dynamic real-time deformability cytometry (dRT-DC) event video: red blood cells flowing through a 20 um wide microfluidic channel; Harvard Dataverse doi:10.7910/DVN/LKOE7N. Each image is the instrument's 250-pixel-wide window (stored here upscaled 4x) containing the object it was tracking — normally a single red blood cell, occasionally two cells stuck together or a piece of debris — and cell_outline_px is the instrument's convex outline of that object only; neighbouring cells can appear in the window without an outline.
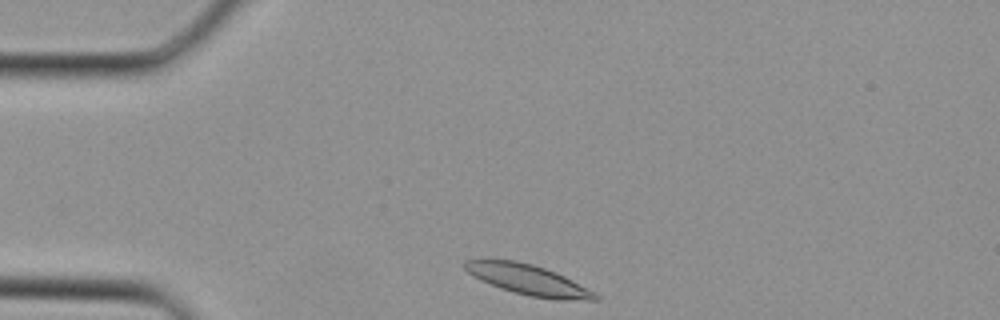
{"species": "Egyptian fruit bat (a non-hibernating species)", "species_latin": "Rousettus aegyptiacus", "temperature_condition": "cold", "stored_images_in_passage": 30, "camera_frame_rate_fps": 3000, "um_per_image_px": 0.085, "animal": {"sex": "female"}, "frame": {"image": 1, "passage_image": 1, "time_ms": 0.0, "image_size_px": [1000, 320], "cell_outline_px": [[600, 300], [556, 300], [528, 296], [512, 292], [500, 288], [480, 280], [472, 276], [464, 268], [464, 260], [516, 260], [532, 264], [556, 272], [596, 292], [600, 296]], "centroid_in_image_um": [44.93, 23.8], "position_along_channel_um": 40.1, "area_um2": 23.18}}
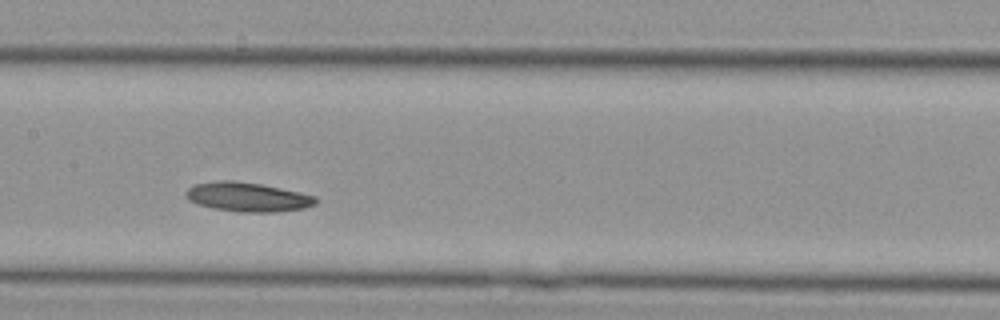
{"frame": {"image": 2, "passage_image": 11, "time_ms": 3.333, "image_size_px": [1000, 320], "cell_outline_px": [[316, 204], [304, 208], [276, 212], [240, 212], [212, 208], [196, 204], [188, 200], [184, 196], [184, 192], [188, 188], [196, 184], [216, 180], [232, 180], [260, 184], [300, 192], [316, 196]], "centroid_in_image_um": [21.0, 16.74], "position_along_channel_um": 186.4, "area_um2": 22.25}}
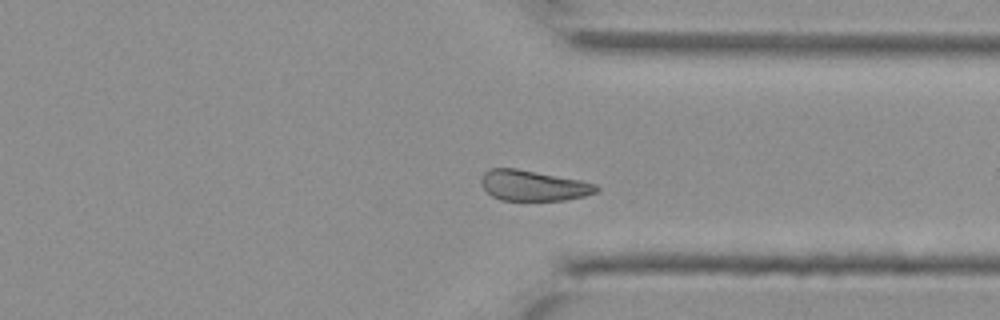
{"frame": {"image": 3, "passage_image": 21, "time_ms": 6.667, "image_size_px": [1000, 320], "cell_outline_px": [[600, 188], [596, 192], [584, 196], [564, 200], [500, 200], [492, 196], [480, 184], [480, 180], [484, 172], [488, 168], [516, 168], [580, 180], [596, 184]], "centroid_in_image_um": [45.3, 15.77], "position_along_channel_um": 366.1, "area_um2": 20.46}}